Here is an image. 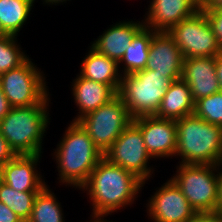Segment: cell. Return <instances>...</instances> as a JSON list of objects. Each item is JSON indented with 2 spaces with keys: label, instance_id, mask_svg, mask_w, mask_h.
Masks as SVG:
<instances>
[{
  "label": "cell",
  "instance_id": "obj_22",
  "mask_svg": "<svg viewBox=\"0 0 222 222\" xmlns=\"http://www.w3.org/2000/svg\"><path fill=\"white\" fill-rule=\"evenodd\" d=\"M35 2L36 0H0V24L8 35L19 37L24 25L31 20L29 17Z\"/></svg>",
  "mask_w": 222,
  "mask_h": 222
},
{
  "label": "cell",
  "instance_id": "obj_29",
  "mask_svg": "<svg viewBox=\"0 0 222 222\" xmlns=\"http://www.w3.org/2000/svg\"><path fill=\"white\" fill-rule=\"evenodd\" d=\"M189 222H222V215L217 212H198Z\"/></svg>",
  "mask_w": 222,
  "mask_h": 222
},
{
  "label": "cell",
  "instance_id": "obj_19",
  "mask_svg": "<svg viewBox=\"0 0 222 222\" xmlns=\"http://www.w3.org/2000/svg\"><path fill=\"white\" fill-rule=\"evenodd\" d=\"M80 63L79 74L87 79L110 85L117 93L121 83V73L118 69V63L100 54L91 46Z\"/></svg>",
  "mask_w": 222,
  "mask_h": 222
},
{
  "label": "cell",
  "instance_id": "obj_34",
  "mask_svg": "<svg viewBox=\"0 0 222 222\" xmlns=\"http://www.w3.org/2000/svg\"><path fill=\"white\" fill-rule=\"evenodd\" d=\"M191 2L198 11H203L211 4L212 0H191Z\"/></svg>",
  "mask_w": 222,
  "mask_h": 222
},
{
  "label": "cell",
  "instance_id": "obj_6",
  "mask_svg": "<svg viewBox=\"0 0 222 222\" xmlns=\"http://www.w3.org/2000/svg\"><path fill=\"white\" fill-rule=\"evenodd\" d=\"M32 60L28 57L18 67L0 75L2 91L11 107L53 103L47 86V75Z\"/></svg>",
  "mask_w": 222,
  "mask_h": 222
},
{
  "label": "cell",
  "instance_id": "obj_5",
  "mask_svg": "<svg viewBox=\"0 0 222 222\" xmlns=\"http://www.w3.org/2000/svg\"><path fill=\"white\" fill-rule=\"evenodd\" d=\"M173 81L151 70L121 75L118 95L133 119L156 115L167 88Z\"/></svg>",
  "mask_w": 222,
  "mask_h": 222
},
{
  "label": "cell",
  "instance_id": "obj_39",
  "mask_svg": "<svg viewBox=\"0 0 222 222\" xmlns=\"http://www.w3.org/2000/svg\"><path fill=\"white\" fill-rule=\"evenodd\" d=\"M2 181V165L0 164V182Z\"/></svg>",
  "mask_w": 222,
  "mask_h": 222
},
{
  "label": "cell",
  "instance_id": "obj_8",
  "mask_svg": "<svg viewBox=\"0 0 222 222\" xmlns=\"http://www.w3.org/2000/svg\"><path fill=\"white\" fill-rule=\"evenodd\" d=\"M133 121L122 98L117 94L77 122L88 133L99 150L105 152L112 146L125 128Z\"/></svg>",
  "mask_w": 222,
  "mask_h": 222
},
{
  "label": "cell",
  "instance_id": "obj_33",
  "mask_svg": "<svg viewBox=\"0 0 222 222\" xmlns=\"http://www.w3.org/2000/svg\"><path fill=\"white\" fill-rule=\"evenodd\" d=\"M216 59V75L219 82L220 91L222 92V52L215 56Z\"/></svg>",
  "mask_w": 222,
  "mask_h": 222
},
{
  "label": "cell",
  "instance_id": "obj_35",
  "mask_svg": "<svg viewBox=\"0 0 222 222\" xmlns=\"http://www.w3.org/2000/svg\"><path fill=\"white\" fill-rule=\"evenodd\" d=\"M43 3H41L43 6H46V5H48V7L49 6H59V5H63V4H67V1H71V0H41ZM36 2H38L37 0H36Z\"/></svg>",
  "mask_w": 222,
  "mask_h": 222
},
{
  "label": "cell",
  "instance_id": "obj_16",
  "mask_svg": "<svg viewBox=\"0 0 222 222\" xmlns=\"http://www.w3.org/2000/svg\"><path fill=\"white\" fill-rule=\"evenodd\" d=\"M109 26L96 39L93 38L94 41L90 42V46L119 63L133 37L144 27L143 19L121 20Z\"/></svg>",
  "mask_w": 222,
  "mask_h": 222
},
{
  "label": "cell",
  "instance_id": "obj_30",
  "mask_svg": "<svg viewBox=\"0 0 222 222\" xmlns=\"http://www.w3.org/2000/svg\"><path fill=\"white\" fill-rule=\"evenodd\" d=\"M0 222H23L6 204L0 201Z\"/></svg>",
  "mask_w": 222,
  "mask_h": 222
},
{
  "label": "cell",
  "instance_id": "obj_20",
  "mask_svg": "<svg viewBox=\"0 0 222 222\" xmlns=\"http://www.w3.org/2000/svg\"><path fill=\"white\" fill-rule=\"evenodd\" d=\"M195 112V102L188 84L182 79L173 81L167 88L156 117L181 119Z\"/></svg>",
  "mask_w": 222,
  "mask_h": 222
},
{
  "label": "cell",
  "instance_id": "obj_15",
  "mask_svg": "<svg viewBox=\"0 0 222 222\" xmlns=\"http://www.w3.org/2000/svg\"><path fill=\"white\" fill-rule=\"evenodd\" d=\"M181 79L188 84L195 103L220 91L215 57L184 59Z\"/></svg>",
  "mask_w": 222,
  "mask_h": 222
},
{
  "label": "cell",
  "instance_id": "obj_32",
  "mask_svg": "<svg viewBox=\"0 0 222 222\" xmlns=\"http://www.w3.org/2000/svg\"><path fill=\"white\" fill-rule=\"evenodd\" d=\"M216 212L222 215V163L218 165V200Z\"/></svg>",
  "mask_w": 222,
  "mask_h": 222
},
{
  "label": "cell",
  "instance_id": "obj_37",
  "mask_svg": "<svg viewBox=\"0 0 222 222\" xmlns=\"http://www.w3.org/2000/svg\"><path fill=\"white\" fill-rule=\"evenodd\" d=\"M85 222H88V220ZM89 222H116V221H112V220L109 221V220L105 219L104 217H91Z\"/></svg>",
  "mask_w": 222,
  "mask_h": 222
},
{
  "label": "cell",
  "instance_id": "obj_9",
  "mask_svg": "<svg viewBox=\"0 0 222 222\" xmlns=\"http://www.w3.org/2000/svg\"><path fill=\"white\" fill-rule=\"evenodd\" d=\"M167 33L179 47L184 59L215 57L222 52L221 45L204 11L172 26Z\"/></svg>",
  "mask_w": 222,
  "mask_h": 222
},
{
  "label": "cell",
  "instance_id": "obj_4",
  "mask_svg": "<svg viewBox=\"0 0 222 222\" xmlns=\"http://www.w3.org/2000/svg\"><path fill=\"white\" fill-rule=\"evenodd\" d=\"M50 105L12 107L0 121V133L16 155L43 154L44 138L51 122Z\"/></svg>",
  "mask_w": 222,
  "mask_h": 222
},
{
  "label": "cell",
  "instance_id": "obj_7",
  "mask_svg": "<svg viewBox=\"0 0 222 222\" xmlns=\"http://www.w3.org/2000/svg\"><path fill=\"white\" fill-rule=\"evenodd\" d=\"M171 179L196 212H216L218 165L177 164Z\"/></svg>",
  "mask_w": 222,
  "mask_h": 222
},
{
  "label": "cell",
  "instance_id": "obj_12",
  "mask_svg": "<svg viewBox=\"0 0 222 222\" xmlns=\"http://www.w3.org/2000/svg\"><path fill=\"white\" fill-rule=\"evenodd\" d=\"M133 122L140 128L146 150L153 161L174 158L177 145L176 120L152 115L135 118Z\"/></svg>",
  "mask_w": 222,
  "mask_h": 222
},
{
  "label": "cell",
  "instance_id": "obj_23",
  "mask_svg": "<svg viewBox=\"0 0 222 222\" xmlns=\"http://www.w3.org/2000/svg\"><path fill=\"white\" fill-rule=\"evenodd\" d=\"M62 203L47 184L34 199L32 213L27 222H65Z\"/></svg>",
  "mask_w": 222,
  "mask_h": 222
},
{
  "label": "cell",
  "instance_id": "obj_1",
  "mask_svg": "<svg viewBox=\"0 0 222 222\" xmlns=\"http://www.w3.org/2000/svg\"><path fill=\"white\" fill-rule=\"evenodd\" d=\"M142 188L143 181L136 175L103 157L79 190L90 200V217L106 218L133 206Z\"/></svg>",
  "mask_w": 222,
  "mask_h": 222
},
{
  "label": "cell",
  "instance_id": "obj_38",
  "mask_svg": "<svg viewBox=\"0 0 222 222\" xmlns=\"http://www.w3.org/2000/svg\"><path fill=\"white\" fill-rule=\"evenodd\" d=\"M6 36H8V34L5 32L0 24V39L5 38Z\"/></svg>",
  "mask_w": 222,
  "mask_h": 222
},
{
  "label": "cell",
  "instance_id": "obj_3",
  "mask_svg": "<svg viewBox=\"0 0 222 222\" xmlns=\"http://www.w3.org/2000/svg\"><path fill=\"white\" fill-rule=\"evenodd\" d=\"M178 164L222 163V127L206 122L195 113L176 120Z\"/></svg>",
  "mask_w": 222,
  "mask_h": 222
},
{
  "label": "cell",
  "instance_id": "obj_11",
  "mask_svg": "<svg viewBox=\"0 0 222 222\" xmlns=\"http://www.w3.org/2000/svg\"><path fill=\"white\" fill-rule=\"evenodd\" d=\"M152 193L144 206L151 222H189L197 214L171 178Z\"/></svg>",
  "mask_w": 222,
  "mask_h": 222
},
{
  "label": "cell",
  "instance_id": "obj_27",
  "mask_svg": "<svg viewBox=\"0 0 222 222\" xmlns=\"http://www.w3.org/2000/svg\"><path fill=\"white\" fill-rule=\"evenodd\" d=\"M203 11L206 13L222 48V9Z\"/></svg>",
  "mask_w": 222,
  "mask_h": 222
},
{
  "label": "cell",
  "instance_id": "obj_36",
  "mask_svg": "<svg viewBox=\"0 0 222 222\" xmlns=\"http://www.w3.org/2000/svg\"><path fill=\"white\" fill-rule=\"evenodd\" d=\"M222 9V0H212L211 4L205 10Z\"/></svg>",
  "mask_w": 222,
  "mask_h": 222
},
{
  "label": "cell",
  "instance_id": "obj_13",
  "mask_svg": "<svg viewBox=\"0 0 222 222\" xmlns=\"http://www.w3.org/2000/svg\"><path fill=\"white\" fill-rule=\"evenodd\" d=\"M42 157V154L16 155L2 166V182L19 192L41 191L47 185L39 165Z\"/></svg>",
  "mask_w": 222,
  "mask_h": 222
},
{
  "label": "cell",
  "instance_id": "obj_14",
  "mask_svg": "<svg viewBox=\"0 0 222 222\" xmlns=\"http://www.w3.org/2000/svg\"><path fill=\"white\" fill-rule=\"evenodd\" d=\"M184 57L173 38L165 31H157L149 47L146 70L166 75L172 81L181 79Z\"/></svg>",
  "mask_w": 222,
  "mask_h": 222
},
{
  "label": "cell",
  "instance_id": "obj_24",
  "mask_svg": "<svg viewBox=\"0 0 222 222\" xmlns=\"http://www.w3.org/2000/svg\"><path fill=\"white\" fill-rule=\"evenodd\" d=\"M40 191L19 192L0 182V201L6 204L23 222L31 216L34 199Z\"/></svg>",
  "mask_w": 222,
  "mask_h": 222
},
{
  "label": "cell",
  "instance_id": "obj_17",
  "mask_svg": "<svg viewBox=\"0 0 222 222\" xmlns=\"http://www.w3.org/2000/svg\"><path fill=\"white\" fill-rule=\"evenodd\" d=\"M143 23L154 31L167 32L180 21L193 16L198 10L191 0H149Z\"/></svg>",
  "mask_w": 222,
  "mask_h": 222
},
{
  "label": "cell",
  "instance_id": "obj_26",
  "mask_svg": "<svg viewBox=\"0 0 222 222\" xmlns=\"http://www.w3.org/2000/svg\"><path fill=\"white\" fill-rule=\"evenodd\" d=\"M194 113L206 122L222 127V92L198 100Z\"/></svg>",
  "mask_w": 222,
  "mask_h": 222
},
{
  "label": "cell",
  "instance_id": "obj_10",
  "mask_svg": "<svg viewBox=\"0 0 222 222\" xmlns=\"http://www.w3.org/2000/svg\"><path fill=\"white\" fill-rule=\"evenodd\" d=\"M104 157L110 163L136 175L143 181V187L150 178L155 177L156 168L150 165L153 159L146 150L140 128L133 121L105 152Z\"/></svg>",
  "mask_w": 222,
  "mask_h": 222
},
{
  "label": "cell",
  "instance_id": "obj_25",
  "mask_svg": "<svg viewBox=\"0 0 222 222\" xmlns=\"http://www.w3.org/2000/svg\"><path fill=\"white\" fill-rule=\"evenodd\" d=\"M17 37L8 35L0 39V75L18 67L29 57Z\"/></svg>",
  "mask_w": 222,
  "mask_h": 222
},
{
  "label": "cell",
  "instance_id": "obj_2",
  "mask_svg": "<svg viewBox=\"0 0 222 222\" xmlns=\"http://www.w3.org/2000/svg\"><path fill=\"white\" fill-rule=\"evenodd\" d=\"M60 138L51 155L58 172L56 183L79 190L104 154L78 122L70 121Z\"/></svg>",
  "mask_w": 222,
  "mask_h": 222
},
{
  "label": "cell",
  "instance_id": "obj_18",
  "mask_svg": "<svg viewBox=\"0 0 222 222\" xmlns=\"http://www.w3.org/2000/svg\"><path fill=\"white\" fill-rule=\"evenodd\" d=\"M70 83L72 100L77 108L75 111H78L72 122H77L88 113L105 105L118 94L110 85L84 78L79 73Z\"/></svg>",
  "mask_w": 222,
  "mask_h": 222
},
{
  "label": "cell",
  "instance_id": "obj_21",
  "mask_svg": "<svg viewBox=\"0 0 222 222\" xmlns=\"http://www.w3.org/2000/svg\"><path fill=\"white\" fill-rule=\"evenodd\" d=\"M157 31L144 26L132 39L123 58L118 63L121 75L133 74L144 70L149 59V47L152 36Z\"/></svg>",
  "mask_w": 222,
  "mask_h": 222
},
{
  "label": "cell",
  "instance_id": "obj_28",
  "mask_svg": "<svg viewBox=\"0 0 222 222\" xmlns=\"http://www.w3.org/2000/svg\"><path fill=\"white\" fill-rule=\"evenodd\" d=\"M16 156L6 139L0 133V164L3 166Z\"/></svg>",
  "mask_w": 222,
  "mask_h": 222
},
{
  "label": "cell",
  "instance_id": "obj_31",
  "mask_svg": "<svg viewBox=\"0 0 222 222\" xmlns=\"http://www.w3.org/2000/svg\"><path fill=\"white\" fill-rule=\"evenodd\" d=\"M10 106L8 99L4 95L1 85H0V121L9 113Z\"/></svg>",
  "mask_w": 222,
  "mask_h": 222
}]
</instances>
